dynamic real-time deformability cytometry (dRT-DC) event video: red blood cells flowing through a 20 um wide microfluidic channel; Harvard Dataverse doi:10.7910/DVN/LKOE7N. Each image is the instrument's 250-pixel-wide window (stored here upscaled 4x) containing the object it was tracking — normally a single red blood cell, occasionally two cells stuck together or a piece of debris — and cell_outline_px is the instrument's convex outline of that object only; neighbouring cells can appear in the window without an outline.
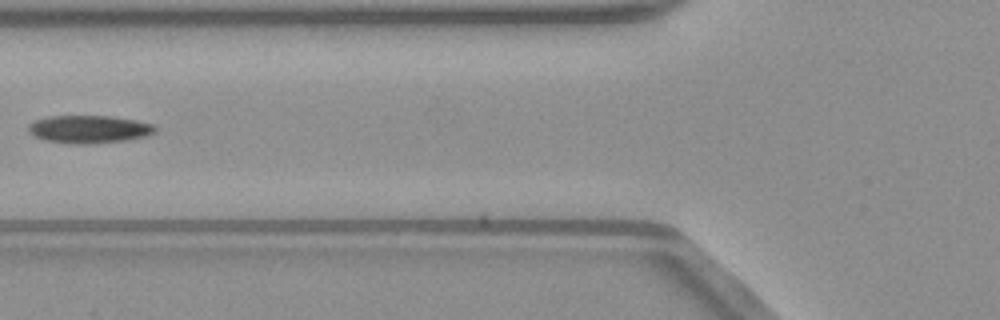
{"species": "common noctule bat (a hibernating species)", "species_latin": "Nyctalus noctula", "temperature_condition": "warm", "stored_images_in_passage": 3, "camera_frame_rate_fps": 3000, "um_per_image_px": 0.085, "animal": {"sex": "male", "body_mass_g": 23.1, "forearm_length_mm": 52.7}, "frame": {"image": 1, "passage_image": 2, "time_ms": 0.333, "image_size_px": [1000, 320], "cell_outline_px": [[156, 132], [148, 136], [124, 140], [88, 144], [76, 144], [44, 140], [32, 136], [28, 132], [28, 124], [36, 120], [48, 116], [108, 116], [136, 120], [152, 124], [156, 128]], "centroid_in_image_um": [7.54, 10.98], "position_along_channel_um": 118.3, "area_um2": 20.58}}